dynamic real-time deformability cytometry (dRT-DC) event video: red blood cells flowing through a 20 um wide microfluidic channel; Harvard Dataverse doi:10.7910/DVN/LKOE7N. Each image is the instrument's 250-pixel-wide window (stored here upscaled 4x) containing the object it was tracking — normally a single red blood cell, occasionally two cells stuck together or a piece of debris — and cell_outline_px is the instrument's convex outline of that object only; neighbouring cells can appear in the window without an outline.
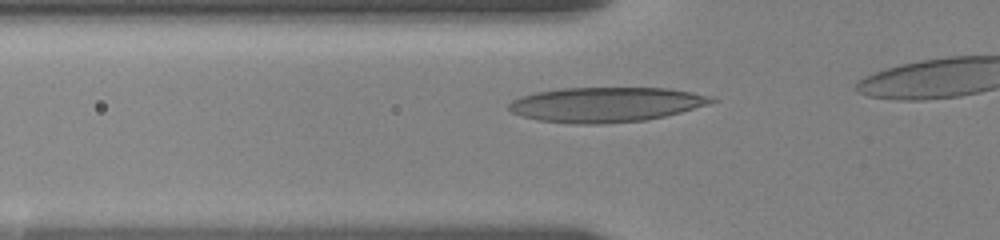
{"species": "human", "species_latin": "Homo sapiens", "temperature_condition": "room temperature", "stored_images_in_passage": 13, "camera_frame_rate_fps": 3000, "um_per_image_px": 0.085, "donor": {"sex": "female"}, "frame": {"image": 1, "passage_image": 8, "time_ms": 3.333, "image_size_px": [1000, 240], "cell_outline_px": [[716, 100], [708, 104], [680, 112], [664, 116], [644, 120], [600, 124], [572, 124], [540, 120], [524, 116], [512, 112], [508, 108], [508, 104], [512, 100], [520, 96], [536, 92], [560, 88], [668, 88], [716, 96]], "centroid_in_image_um": [51.5, 8.88], "position_along_channel_um": 74.3, "area_um2": 41.1}}
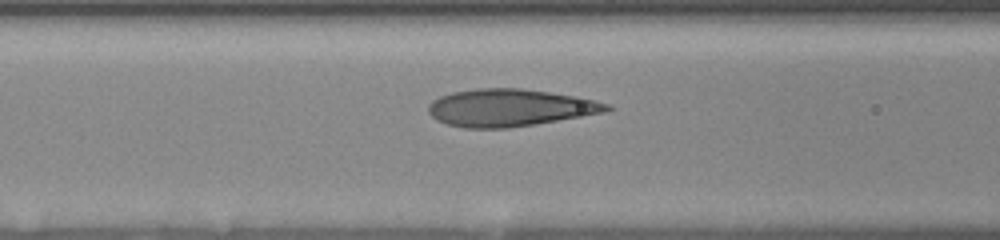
{"frame": {"image": 2, "passage_image": 11, "time_ms": 4.667, "image_size_px": [1000, 240], "cell_outline_px": [[612, 108], [604, 112], [508, 128], [464, 128], [448, 124], [436, 120], [428, 112], [428, 104], [432, 100], [440, 96], [452, 92], [476, 88], [520, 88], [576, 96], [612, 104]], "centroid_in_image_um": [43.28, 9.15], "position_along_channel_um": 123.3, "area_um2": 38.55}}